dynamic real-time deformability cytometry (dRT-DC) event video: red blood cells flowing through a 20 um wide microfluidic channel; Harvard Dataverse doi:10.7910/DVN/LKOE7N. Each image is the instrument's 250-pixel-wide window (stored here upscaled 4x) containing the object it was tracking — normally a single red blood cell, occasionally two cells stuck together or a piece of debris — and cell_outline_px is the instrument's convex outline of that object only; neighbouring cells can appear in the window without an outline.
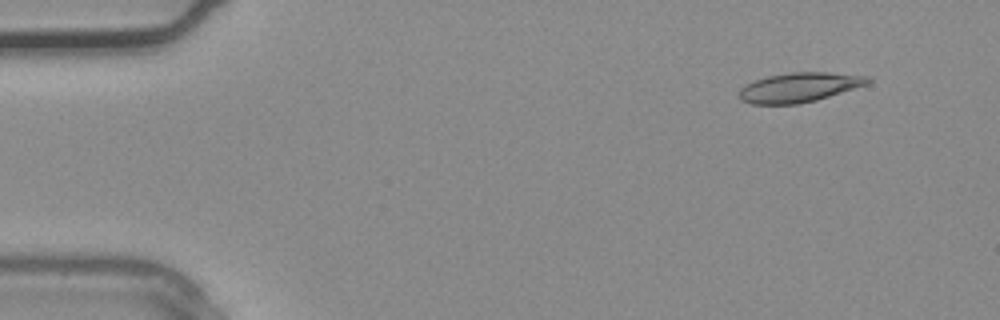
{"species": "common noctule bat (a hibernating species)", "species_latin": "Nyctalus noctula", "temperature_condition": "warm", "stored_images_in_passage": 3, "camera_frame_rate_fps": 3000, "um_per_image_px": 0.085, "animal": {"sex": "male", "body_mass_g": 20.4}, "frame": {"image": 1, "passage_image": 3, "time_ms": 0.667, "image_size_px": [1000, 320], "cell_outline_px": [[872, 80], [868, 84], [816, 100], [796, 104], [752, 104], [740, 100], [740, 88], [756, 80], [768, 76], [792, 72], [828, 72], [868, 76]], "centroid_in_image_um": [67.95, 7.42], "position_along_channel_um": 17.0, "area_um2": 21.91}}